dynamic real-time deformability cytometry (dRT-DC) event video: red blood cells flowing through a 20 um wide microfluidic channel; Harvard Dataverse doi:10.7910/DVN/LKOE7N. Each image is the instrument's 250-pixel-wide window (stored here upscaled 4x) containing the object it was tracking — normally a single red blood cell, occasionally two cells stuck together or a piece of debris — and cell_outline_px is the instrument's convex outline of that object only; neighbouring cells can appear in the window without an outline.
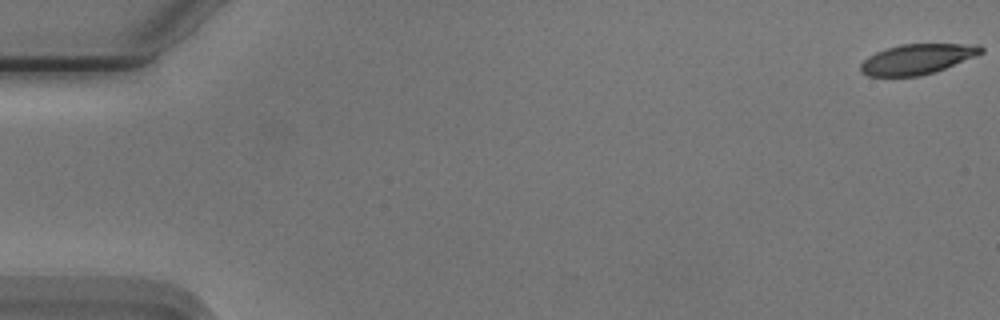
{"species": "Egyptian fruit bat (a non-hibernating species)", "species_latin": "Rousettus aegyptiacus", "temperature_condition": "cold", "stored_images_in_passage": 17, "camera_frame_rate_fps": 3000, "um_per_image_px": 0.085, "animal": {"sex": "male"}, "frame": {"image": 1, "passage_image": 1, "time_ms": 0.0, "image_size_px": [1000, 320], "cell_outline_px": [[984, 52], [936, 72], [920, 76], [868, 76], [860, 72], [860, 64], [868, 56], [876, 52], [900, 44], [980, 44], [984, 48]], "centroid_in_image_um": [77.96, 5.02], "position_along_channel_um": 7.0, "area_um2": 21.21}}
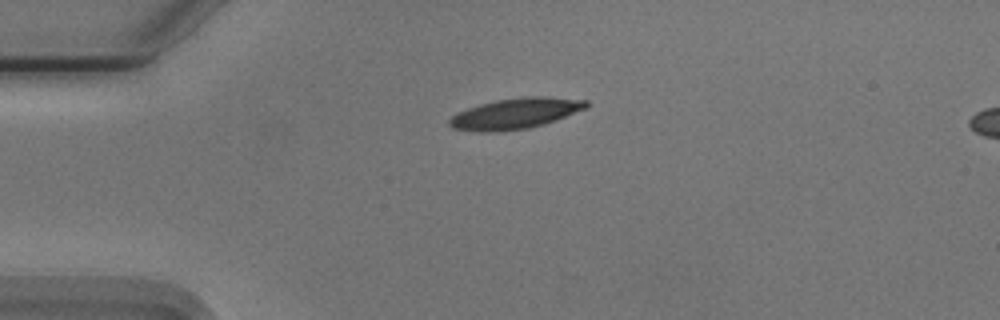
{"frame": {"image": 2, "passage_image": 14, "time_ms": 4.333, "image_size_px": [1000, 320], "cell_outline_px": [[588, 104], [584, 108], [556, 120], [544, 124], [528, 128], [496, 132], [480, 132], [452, 128], [448, 124], [448, 120], [456, 112], [480, 104], [496, 100], [524, 96], [544, 96], [588, 100]], "centroid_in_image_um": [43.76, 9.65], "position_along_channel_um": 41.2, "area_um2": 24.45}}